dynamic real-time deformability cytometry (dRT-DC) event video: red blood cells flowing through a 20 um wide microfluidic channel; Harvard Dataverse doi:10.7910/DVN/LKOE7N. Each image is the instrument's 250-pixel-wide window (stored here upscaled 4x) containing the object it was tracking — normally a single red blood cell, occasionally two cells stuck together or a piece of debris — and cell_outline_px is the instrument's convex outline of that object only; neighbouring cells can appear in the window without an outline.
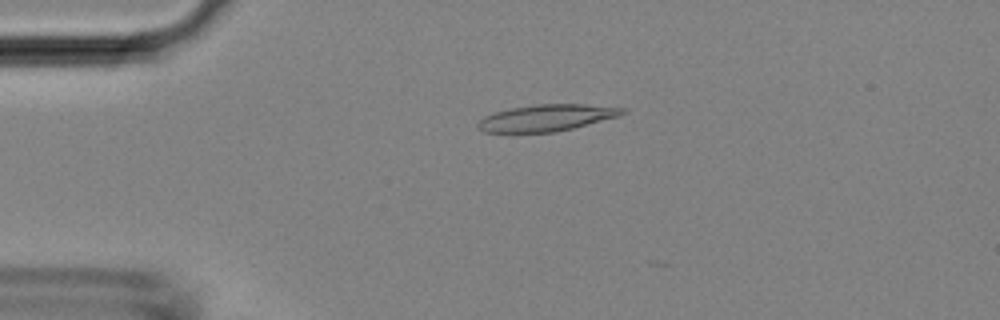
{"species": "Egyptian fruit bat (a non-hibernating species)", "species_latin": "Rousettus aegyptiacus", "temperature_condition": "room temperature", "stored_images_in_passage": 4, "camera_frame_rate_fps": 3000, "um_per_image_px": 0.085, "animal": {"sex": "female"}, "frame": {"image": 1, "passage_image": 3, "time_ms": 0.667, "image_size_px": [1000, 320], "cell_outline_px": [[628, 112], [620, 116], [556, 132], [512, 136], [484, 132], [476, 128], [476, 124], [484, 116], [496, 112], [512, 108], [536, 104], [584, 104], [628, 108]], "centroid_in_image_um": [46.38, 10.07], "position_along_channel_um": 38.6, "area_um2": 23.47}}